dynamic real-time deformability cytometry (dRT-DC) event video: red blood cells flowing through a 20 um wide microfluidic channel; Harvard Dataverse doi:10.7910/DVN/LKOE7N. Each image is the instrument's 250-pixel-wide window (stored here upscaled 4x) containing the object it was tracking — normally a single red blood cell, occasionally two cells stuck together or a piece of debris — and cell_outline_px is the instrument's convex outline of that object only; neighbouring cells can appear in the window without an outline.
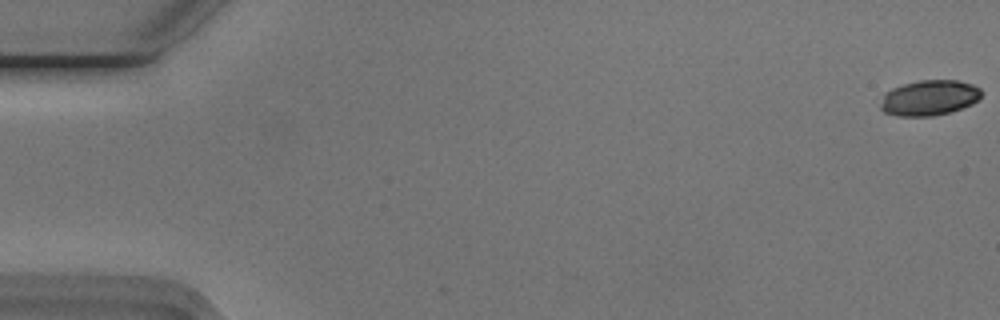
{"species": "Egyptian fruit bat (a non-hibernating species)", "species_latin": "Rousettus aegyptiacus", "temperature_condition": "cold", "stored_images_in_passage": 45, "camera_frame_rate_fps": 3000, "um_per_image_px": 0.085, "animal": {"sex": "male"}, "frame": {"image": 1, "passage_image": 1, "time_ms": 0.0, "image_size_px": [1000, 320], "cell_outline_px": [[980, 96], [972, 104], [948, 112], [932, 116], [900, 116], [884, 112], [880, 108], [880, 104], [884, 92], [892, 88], [904, 84], [920, 80], [956, 80], [972, 84], [980, 88]], "centroid_in_image_um": [78.94, 8.31], "position_along_channel_um": 6.1, "area_um2": 20.63}}
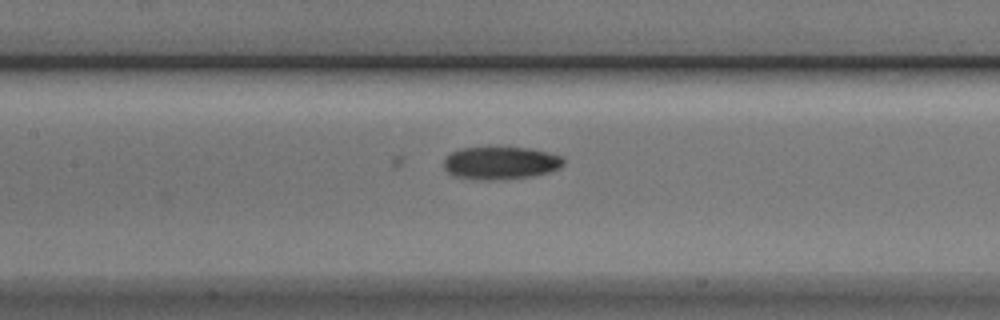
{"frame": {"image": 2, "passage_image": 26, "time_ms": 8.333, "image_size_px": [1000, 320], "cell_outline_px": [[564, 164], [560, 168], [548, 172], [532, 176], [488, 180], [476, 180], [452, 176], [444, 168], [444, 160], [452, 152], [460, 148], [528, 148], [560, 156], [564, 160]], "centroid_in_image_um": [42.51, 13.87], "position_along_channel_um": 164.9, "area_um2": 22.54}}
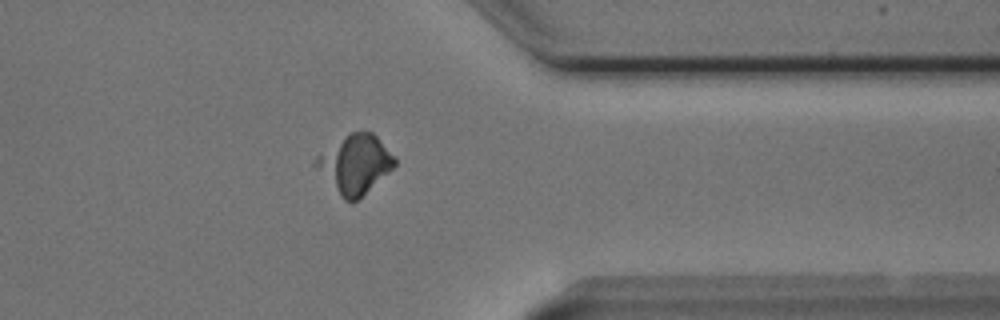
{"frame": {"image": 3, "passage_image": 44, "time_ms": 14.333, "image_size_px": [1000, 320], "cell_outline_px": [[396, 164], [388, 172], [352, 204], [344, 200], [340, 196], [312, 164], [312, 160], [316, 156], [352, 132], [372, 132], [396, 156]], "centroid_in_image_um": [30.17, 13.97], "position_along_channel_um": 381.2, "area_um2": 26.36}}